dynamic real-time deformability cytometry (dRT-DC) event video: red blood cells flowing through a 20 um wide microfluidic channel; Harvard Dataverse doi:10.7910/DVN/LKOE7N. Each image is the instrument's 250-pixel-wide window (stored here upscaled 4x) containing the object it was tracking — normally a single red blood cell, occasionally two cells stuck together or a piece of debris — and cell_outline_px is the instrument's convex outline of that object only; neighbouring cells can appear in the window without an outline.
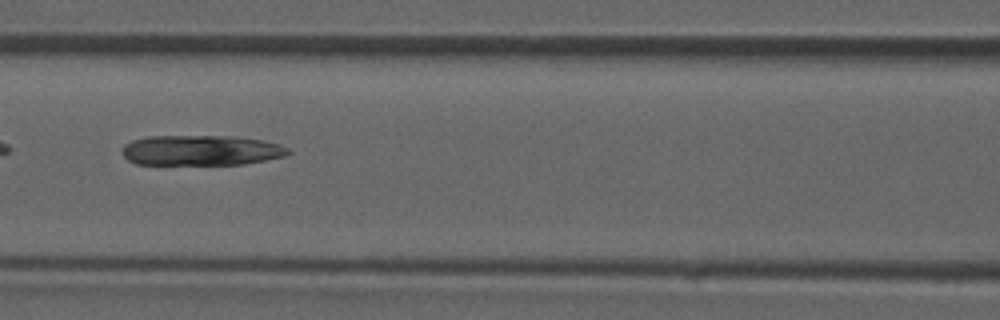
{"species": "common noctule bat (a hibernating species)", "species_latin": "Nyctalus noctula", "temperature_condition": "room temperature", "stored_images_in_passage": 5, "camera_frame_rate_fps": 3000, "um_per_image_px": 0.085, "animal": {"sex": "male", "forearm_length_mm": 52.5}, "frame": {"image": 1, "passage_image": 5, "time_ms": 1.333, "image_size_px": [1000, 320], "cell_outline_px": [[292, 152], [284, 156], [244, 164], [136, 164], [128, 160], [120, 152], [124, 144], [132, 140], [148, 136], [236, 136], [260, 140], [276, 144], [288, 148]], "centroid_in_image_um": [17.04, 12.77], "position_along_channel_um": 149.6, "area_um2": 29.25}}